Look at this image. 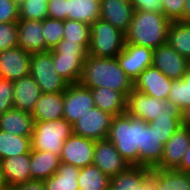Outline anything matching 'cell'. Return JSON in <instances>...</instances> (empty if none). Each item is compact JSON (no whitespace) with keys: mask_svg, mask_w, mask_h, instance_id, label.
<instances>
[{"mask_svg":"<svg viewBox=\"0 0 190 190\" xmlns=\"http://www.w3.org/2000/svg\"><path fill=\"white\" fill-rule=\"evenodd\" d=\"M13 108L32 113L36 102L42 95L40 87L31 75L13 81Z\"/></svg>","mask_w":190,"mask_h":190,"instance_id":"cell-21","label":"cell"},{"mask_svg":"<svg viewBox=\"0 0 190 190\" xmlns=\"http://www.w3.org/2000/svg\"><path fill=\"white\" fill-rule=\"evenodd\" d=\"M18 46L17 22L0 23V52Z\"/></svg>","mask_w":190,"mask_h":190,"instance_id":"cell-39","label":"cell"},{"mask_svg":"<svg viewBox=\"0 0 190 190\" xmlns=\"http://www.w3.org/2000/svg\"><path fill=\"white\" fill-rule=\"evenodd\" d=\"M126 112L144 122L156 118H182V110L168 100H160L133 88L127 97Z\"/></svg>","mask_w":190,"mask_h":190,"instance_id":"cell-4","label":"cell"},{"mask_svg":"<svg viewBox=\"0 0 190 190\" xmlns=\"http://www.w3.org/2000/svg\"><path fill=\"white\" fill-rule=\"evenodd\" d=\"M135 190H155L154 183L148 177L143 183H141Z\"/></svg>","mask_w":190,"mask_h":190,"instance_id":"cell-48","label":"cell"},{"mask_svg":"<svg viewBox=\"0 0 190 190\" xmlns=\"http://www.w3.org/2000/svg\"><path fill=\"white\" fill-rule=\"evenodd\" d=\"M170 23L163 13L134 10L125 43L155 49L167 43Z\"/></svg>","mask_w":190,"mask_h":190,"instance_id":"cell-3","label":"cell"},{"mask_svg":"<svg viewBox=\"0 0 190 190\" xmlns=\"http://www.w3.org/2000/svg\"><path fill=\"white\" fill-rule=\"evenodd\" d=\"M125 45V34L101 19L90 25L88 54L99 58H116Z\"/></svg>","mask_w":190,"mask_h":190,"instance_id":"cell-7","label":"cell"},{"mask_svg":"<svg viewBox=\"0 0 190 190\" xmlns=\"http://www.w3.org/2000/svg\"><path fill=\"white\" fill-rule=\"evenodd\" d=\"M63 41L79 42L88 50L90 45V25L81 21L65 20Z\"/></svg>","mask_w":190,"mask_h":190,"instance_id":"cell-34","label":"cell"},{"mask_svg":"<svg viewBox=\"0 0 190 190\" xmlns=\"http://www.w3.org/2000/svg\"><path fill=\"white\" fill-rule=\"evenodd\" d=\"M3 190H13L12 188L5 187Z\"/></svg>","mask_w":190,"mask_h":190,"instance_id":"cell-51","label":"cell"},{"mask_svg":"<svg viewBox=\"0 0 190 190\" xmlns=\"http://www.w3.org/2000/svg\"><path fill=\"white\" fill-rule=\"evenodd\" d=\"M110 179L98 167L90 165L80 169L77 182L79 190H106Z\"/></svg>","mask_w":190,"mask_h":190,"instance_id":"cell-33","label":"cell"},{"mask_svg":"<svg viewBox=\"0 0 190 190\" xmlns=\"http://www.w3.org/2000/svg\"><path fill=\"white\" fill-rule=\"evenodd\" d=\"M164 145L161 143L154 128L147 125L143 129V148L139 149V166L156 168L163 155Z\"/></svg>","mask_w":190,"mask_h":190,"instance_id":"cell-25","label":"cell"},{"mask_svg":"<svg viewBox=\"0 0 190 190\" xmlns=\"http://www.w3.org/2000/svg\"><path fill=\"white\" fill-rule=\"evenodd\" d=\"M149 178L155 190H190V174L176 169L153 168Z\"/></svg>","mask_w":190,"mask_h":190,"instance_id":"cell-24","label":"cell"},{"mask_svg":"<svg viewBox=\"0 0 190 190\" xmlns=\"http://www.w3.org/2000/svg\"><path fill=\"white\" fill-rule=\"evenodd\" d=\"M18 47L30 54L46 52L41 20L19 19L17 22Z\"/></svg>","mask_w":190,"mask_h":190,"instance_id":"cell-20","label":"cell"},{"mask_svg":"<svg viewBox=\"0 0 190 190\" xmlns=\"http://www.w3.org/2000/svg\"><path fill=\"white\" fill-rule=\"evenodd\" d=\"M64 92L45 93L40 96L31 113L34 121L63 118Z\"/></svg>","mask_w":190,"mask_h":190,"instance_id":"cell-23","label":"cell"},{"mask_svg":"<svg viewBox=\"0 0 190 190\" xmlns=\"http://www.w3.org/2000/svg\"><path fill=\"white\" fill-rule=\"evenodd\" d=\"M43 37L46 44V52L53 49L60 41L63 40L64 21L47 17L42 20Z\"/></svg>","mask_w":190,"mask_h":190,"instance_id":"cell-36","label":"cell"},{"mask_svg":"<svg viewBox=\"0 0 190 190\" xmlns=\"http://www.w3.org/2000/svg\"><path fill=\"white\" fill-rule=\"evenodd\" d=\"M13 190H46L45 183L42 180H29L23 184L12 187Z\"/></svg>","mask_w":190,"mask_h":190,"instance_id":"cell-45","label":"cell"},{"mask_svg":"<svg viewBox=\"0 0 190 190\" xmlns=\"http://www.w3.org/2000/svg\"><path fill=\"white\" fill-rule=\"evenodd\" d=\"M190 145V129L181 126L164 145L158 169H177Z\"/></svg>","mask_w":190,"mask_h":190,"instance_id":"cell-18","label":"cell"},{"mask_svg":"<svg viewBox=\"0 0 190 190\" xmlns=\"http://www.w3.org/2000/svg\"><path fill=\"white\" fill-rule=\"evenodd\" d=\"M183 21L190 22V0H186L184 4Z\"/></svg>","mask_w":190,"mask_h":190,"instance_id":"cell-49","label":"cell"},{"mask_svg":"<svg viewBox=\"0 0 190 190\" xmlns=\"http://www.w3.org/2000/svg\"><path fill=\"white\" fill-rule=\"evenodd\" d=\"M133 13L130 0H100V19L124 34L129 30Z\"/></svg>","mask_w":190,"mask_h":190,"instance_id":"cell-17","label":"cell"},{"mask_svg":"<svg viewBox=\"0 0 190 190\" xmlns=\"http://www.w3.org/2000/svg\"><path fill=\"white\" fill-rule=\"evenodd\" d=\"M167 43L181 56L190 60V22L171 21Z\"/></svg>","mask_w":190,"mask_h":190,"instance_id":"cell-31","label":"cell"},{"mask_svg":"<svg viewBox=\"0 0 190 190\" xmlns=\"http://www.w3.org/2000/svg\"><path fill=\"white\" fill-rule=\"evenodd\" d=\"M168 101L178 106L181 110L190 105V70L180 80H173Z\"/></svg>","mask_w":190,"mask_h":190,"instance_id":"cell-35","label":"cell"},{"mask_svg":"<svg viewBox=\"0 0 190 190\" xmlns=\"http://www.w3.org/2000/svg\"><path fill=\"white\" fill-rule=\"evenodd\" d=\"M113 115L93 107L72 124L73 134L92 140L108 138Z\"/></svg>","mask_w":190,"mask_h":190,"instance_id":"cell-9","label":"cell"},{"mask_svg":"<svg viewBox=\"0 0 190 190\" xmlns=\"http://www.w3.org/2000/svg\"><path fill=\"white\" fill-rule=\"evenodd\" d=\"M181 124L190 129V105L182 110Z\"/></svg>","mask_w":190,"mask_h":190,"instance_id":"cell-47","label":"cell"},{"mask_svg":"<svg viewBox=\"0 0 190 190\" xmlns=\"http://www.w3.org/2000/svg\"><path fill=\"white\" fill-rule=\"evenodd\" d=\"M34 120L29 112L12 108L0 114V130L23 137H32Z\"/></svg>","mask_w":190,"mask_h":190,"instance_id":"cell-22","label":"cell"},{"mask_svg":"<svg viewBox=\"0 0 190 190\" xmlns=\"http://www.w3.org/2000/svg\"><path fill=\"white\" fill-rule=\"evenodd\" d=\"M72 134V124L64 118L34 121L31 149L49 151L60 156L65 140Z\"/></svg>","mask_w":190,"mask_h":190,"instance_id":"cell-6","label":"cell"},{"mask_svg":"<svg viewBox=\"0 0 190 190\" xmlns=\"http://www.w3.org/2000/svg\"><path fill=\"white\" fill-rule=\"evenodd\" d=\"M176 170L190 174V145L184 154L181 165Z\"/></svg>","mask_w":190,"mask_h":190,"instance_id":"cell-46","label":"cell"},{"mask_svg":"<svg viewBox=\"0 0 190 190\" xmlns=\"http://www.w3.org/2000/svg\"><path fill=\"white\" fill-rule=\"evenodd\" d=\"M91 93L96 108L113 116L126 113L127 98L122 93L107 87L91 89Z\"/></svg>","mask_w":190,"mask_h":190,"instance_id":"cell-27","label":"cell"},{"mask_svg":"<svg viewBox=\"0 0 190 190\" xmlns=\"http://www.w3.org/2000/svg\"><path fill=\"white\" fill-rule=\"evenodd\" d=\"M32 54L20 47L0 52V78L10 81L30 75V59Z\"/></svg>","mask_w":190,"mask_h":190,"instance_id":"cell-15","label":"cell"},{"mask_svg":"<svg viewBox=\"0 0 190 190\" xmlns=\"http://www.w3.org/2000/svg\"><path fill=\"white\" fill-rule=\"evenodd\" d=\"M152 66L169 79L180 80L188 71L189 60L166 43L153 49Z\"/></svg>","mask_w":190,"mask_h":190,"instance_id":"cell-11","label":"cell"},{"mask_svg":"<svg viewBox=\"0 0 190 190\" xmlns=\"http://www.w3.org/2000/svg\"><path fill=\"white\" fill-rule=\"evenodd\" d=\"M186 0H162L163 14L170 21H183Z\"/></svg>","mask_w":190,"mask_h":190,"instance_id":"cell-41","label":"cell"},{"mask_svg":"<svg viewBox=\"0 0 190 190\" xmlns=\"http://www.w3.org/2000/svg\"><path fill=\"white\" fill-rule=\"evenodd\" d=\"M92 165L98 167L110 178L131 166L108 138L95 141Z\"/></svg>","mask_w":190,"mask_h":190,"instance_id":"cell-14","label":"cell"},{"mask_svg":"<svg viewBox=\"0 0 190 190\" xmlns=\"http://www.w3.org/2000/svg\"><path fill=\"white\" fill-rule=\"evenodd\" d=\"M67 19L91 25L100 19V0H66Z\"/></svg>","mask_w":190,"mask_h":190,"instance_id":"cell-28","label":"cell"},{"mask_svg":"<svg viewBox=\"0 0 190 190\" xmlns=\"http://www.w3.org/2000/svg\"><path fill=\"white\" fill-rule=\"evenodd\" d=\"M152 57V48L131 43H125L123 50L116 56L120 67L133 82L143 70L152 66Z\"/></svg>","mask_w":190,"mask_h":190,"instance_id":"cell-13","label":"cell"},{"mask_svg":"<svg viewBox=\"0 0 190 190\" xmlns=\"http://www.w3.org/2000/svg\"><path fill=\"white\" fill-rule=\"evenodd\" d=\"M147 125L127 112L112 118L108 139L131 166H139V149L143 148V129Z\"/></svg>","mask_w":190,"mask_h":190,"instance_id":"cell-2","label":"cell"},{"mask_svg":"<svg viewBox=\"0 0 190 190\" xmlns=\"http://www.w3.org/2000/svg\"><path fill=\"white\" fill-rule=\"evenodd\" d=\"M172 82L159 69L150 66L134 81V89L160 100H168Z\"/></svg>","mask_w":190,"mask_h":190,"instance_id":"cell-16","label":"cell"},{"mask_svg":"<svg viewBox=\"0 0 190 190\" xmlns=\"http://www.w3.org/2000/svg\"><path fill=\"white\" fill-rule=\"evenodd\" d=\"M79 83L89 89L107 87L126 98L134 88V82L120 67L117 58H99L89 54L84 61Z\"/></svg>","mask_w":190,"mask_h":190,"instance_id":"cell-1","label":"cell"},{"mask_svg":"<svg viewBox=\"0 0 190 190\" xmlns=\"http://www.w3.org/2000/svg\"><path fill=\"white\" fill-rule=\"evenodd\" d=\"M79 172V168L61 162L56 173L44 180L46 190H79Z\"/></svg>","mask_w":190,"mask_h":190,"instance_id":"cell-29","label":"cell"},{"mask_svg":"<svg viewBox=\"0 0 190 190\" xmlns=\"http://www.w3.org/2000/svg\"><path fill=\"white\" fill-rule=\"evenodd\" d=\"M94 149L95 140L72 134L63 144L61 162L79 169L90 166L93 163Z\"/></svg>","mask_w":190,"mask_h":190,"instance_id":"cell-12","label":"cell"},{"mask_svg":"<svg viewBox=\"0 0 190 190\" xmlns=\"http://www.w3.org/2000/svg\"><path fill=\"white\" fill-rule=\"evenodd\" d=\"M51 53L56 72L69 84L79 83L88 50L79 42L62 40Z\"/></svg>","mask_w":190,"mask_h":190,"instance_id":"cell-5","label":"cell"},{"mask_svg":"<svg viewBox=\"0 0 190 190\" xmlns=\"http://www.w3.org/2000/svg\"><path fill=\"white\" fill-rule=\"evenodd\" d=\"M182 118H156L148 123L150 128H154L161 143L165 145L175 131L181 126Z\"/></svg>","mask_w":190,"mask_h":190,"instance_id":"cell-38","label":"cell"},{"mask_svg":"<svg viewBox=\"0 0 190 190\" xmlns=\"http://www.w3.org/2000/svg\"><path fill=\"white\" fill-rule=\"evenodd\" d=\"M14 84L13 81L0 78V114L13 108Z\"/></svg>","mask_w":190,"mask_h":190,"instance_id":"cell-40","label":"cell"},{"mask_svg":"<svg viewBox=\"0 0 190 190\" xmlns=\"http://www.w3.org/2000/svg\"><path fill=\"white\" fill-rule=\"evenodd\" d=\"M49 0H23L19 3V19L43 20L48 17Z\"/></svg>","mask_w":190,"mask_h":190,"instance_id":"cell-37","label":"cell"},{"mask_svg":"<svg viewBox=\"0 0 190 190\" xmlns=\"http://www.w3.org/2000/svg\"><path fill=\"white\" fill-rule=\"evenodd\" d=\"M0 176L8 188L31 180L30 153L0 160Z\"/></svg>","mask_w":190,"mask_h":190,"instance_id":"cell-19","label":"cell"},{"mask_svg":"<svg viewBox=\"0 0 190 190\" xmlns=\"http://www.w3.org/2000/svg\"><path fill=\"white\" fill-rule=\"evenodd\" d=\"M31 138L0 130V160L30 153Z\"/></svg>","mask_w":190,"mask_h":190,"instance_id":"cell-32","label":"cell"},{"mask_svg":"<svg viewBox=\"0 0 190 190\" xmlns=\"http://www.w3.org/2000/svg\"><path fill=\"white\" fill-rule=\"evenodd\" d=\"M150 170L142 166H129L124 172L111 177L109 188L110 190H135L149 177Z\"/></svg>","mask_w":190,"mask_h":190,"instance_id":"cell-30","label":"cell"},{"mask_svg":"<svg viewBox=\"0 0 190 190\" xmlns=\"http://www.w3.org/2000/svg\"><path fill=\"white\" fill-rule=\"evenodd\" d=\"M134 10L163 13L162 0H130Z\"/></svg>","mask_w":190,"mask_h":190,"instance_id":"cell-44","label":"cell"},{"mask_svg":"<svg viewBox=\"0 0 190 190\" xmlns=\"http://www.w3.org/2000/svg\"><path fill=\"white\" fill-rule=\"evenodd\" d=\"M47 14L50 18L67 20L66 0H49Z\"/></svg>","mask_w":190,"mask_h":190,"instance_id":"cell-43","label":"cell"},{"mask_svg":"<svg viewBox=\"0 0 190 190\" xmlns=\"http://www.w3.org/2000/svg\"><path fill=\"white\" fill-rule=\"evenodd\" d=\"M95 107L91 89L80 83L69 84L64 91L63 118L73 124L88 110Z\"/></svg>","mask_w":190,"mask_h":190,"instance_id":"cell-10","label":"cell"},{"mask_svg":"<svg viewBox=\"0 0 190 190\" xmlns=\"http://www.w3.org/2000/svg\"><path fill=\"white\" fill-rule=\"evenodd\" d=\"M61 163L60 156L49 151L30 150L31 180H42L56 173Z\"/></svg>","mask_w":190,"mask_h":190,"instance_id":"cell-26","label":"cell"},{"mask_svg":"<svg viewBox=\"0 0 190 190\" xmlns=\"http://www.w3.org/2000/svg\"><path fill=\"white\" fill-rule=\"evenodd\" d=\"M19 3L15 0H0V23L18 22Z\"/></svg>","mask_w":190,"mask_h":190,"instance_id":"cell-42","label":"cell"},{"mask_svg":"<svg viewBox=\"0 0 190 190\" xmlns=\"http://www.w3.org/2000/svg\"><path fill=\"white\" fill-rule=\"evenodd\" d=\"M5 188L4 182L0 176V190H3Z\"/></svg>","mask_w":190,"mask_h":190,"instance_id":"cell-50","label":"cell"},{"mask_svg":"<svg viewBox=\"0 0 190 190\" xmlns=\"http://www.w3.org/2000/svg\"><path fill=\"white\" fill-rule=\"evenodd\" d=\"M30 75L40 87L41 93L64 92L69 83L55 70L51 50L32 54Z\"/></svg>","mask_w":190,"mask_h":190,"instance_id":"cell-8","label":"cell"}]
</instances>
